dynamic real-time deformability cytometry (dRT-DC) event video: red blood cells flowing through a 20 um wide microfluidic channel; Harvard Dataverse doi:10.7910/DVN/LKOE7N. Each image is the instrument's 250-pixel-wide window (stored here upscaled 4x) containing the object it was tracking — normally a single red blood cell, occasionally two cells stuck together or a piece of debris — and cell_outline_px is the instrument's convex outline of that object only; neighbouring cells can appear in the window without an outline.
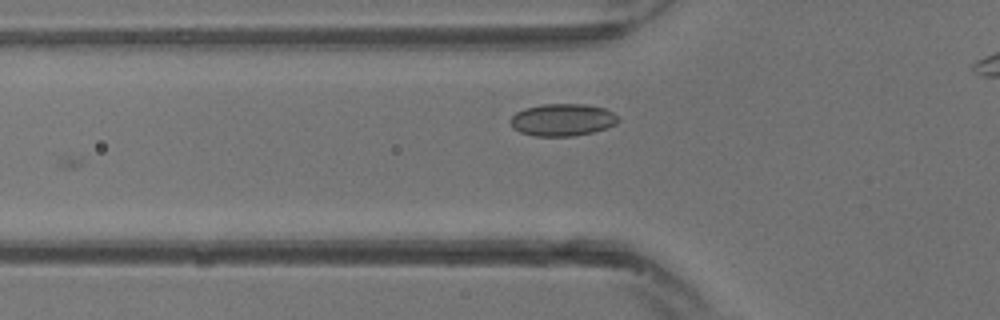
{"species": "common noctule bat (a hibernating species)", "species_latin": "Nyctalus noctula", "temperature_condition": "warm", "stored_images_in_passage": 19, "camera_frame_rate_fps": 3000, "um_per_image_px": 0.085, "animal": {"sex": "male", "body_mass_g": 13.3}, "frame": {"image": 1, "passage_image": 4, "time_ms": 1.0, "image_size_px": [1000, 320], "cell_outline_px": [[608, 124], [600, 128], [588, 132], [524, 132], [520, 128], [516, 116], [520, 112], [532, 108], [600, 108]], "centroid_in_image_um": [47.7, 10.19], "position_along_channel_um": 78.1, "area_um2": 14.28}}
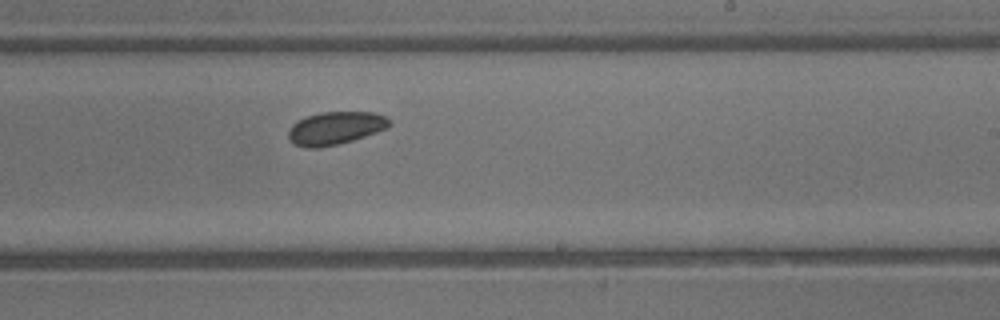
{"frame": {"image": 2, "passage_image": 12, "time_ms": 3.667, "image_size_px": [1000, 320], "cell_outline_px": [[388, 124], [380, 128], [344, 140], [328, 144], [300, 144], [292, 140], [292, 128], [296, 124], [312, 116], [336, 112], [356, 112], [380, 116]], "centroid_in_image_um": [28.48, 10.83], "position_along_channel_um": 260.5, "area_um2": 15.72}}
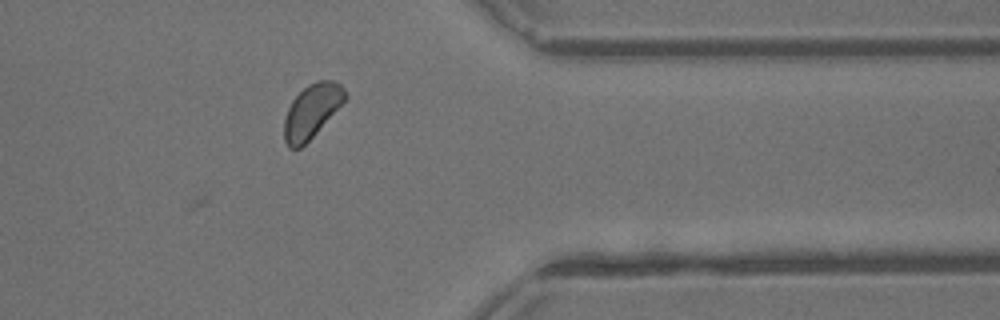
{"frame": {"image": 3, "passage_image": 18, "time_ms": 5.667, "image_size_px": [1000, 320], "cell_outline_px": [[344, 96], [308, 140], [304, 144], [296, 148], [292, 148], [288, 144], [284, 132], [284, 128], [288, 112], [292, 104], [300, 92], [312, 84], [320, 84], [344, 92]], "centroid_in_image_um": [26.33, 9.58], "position_along_channel_um": 385.1, "area_um2": 15.72}}